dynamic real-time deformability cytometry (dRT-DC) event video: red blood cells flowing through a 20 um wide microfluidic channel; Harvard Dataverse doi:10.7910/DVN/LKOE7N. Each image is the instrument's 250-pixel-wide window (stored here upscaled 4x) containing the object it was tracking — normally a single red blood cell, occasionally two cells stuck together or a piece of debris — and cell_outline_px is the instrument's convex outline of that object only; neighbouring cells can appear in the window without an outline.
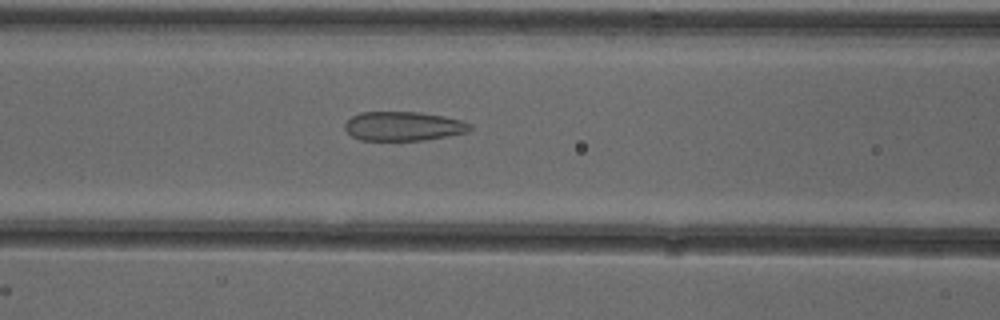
{"species": "common noctule bat (a hibernating species)", "species_latin": "Nyctalus noctula", "temperature_condition": "cold", "stored_images_in_passage": 52, "camera_frame_rate_fps": 3000, "um_per_image_px": 0.085, "animal": {"sex": "female"}, "frame": {"image": 1, "passage_image": 22, "time_ms": 7.0, "image_size_px": [1000, 320], "cell_outline_px": [[472, 128], [468, 132], [424, 140], [360, 140], [352, 136], [344, 128], [344, 124], [352, 116], [360, 112], [420, 112], [444, 116], [460, 120], [472, 124]], "centroid_in_image_um": [34.29, 10.72], "position_along_channel_um": 132.3, "area_um2": 21.27}}
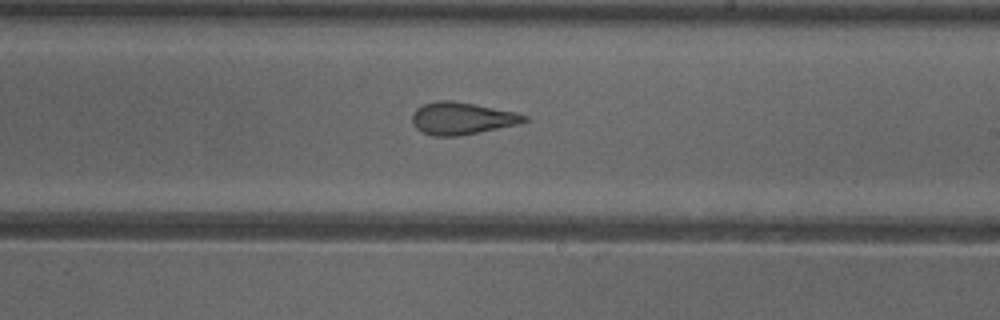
{"frame": {"image": 2, "passage_image": 31, "time_ms": 10.0, "image_size_px": [1000, 320], "cell_outline_px": [[528, 120], [520, 124], [456, 136], [432, 136], [416, 128], [412, 124], [412, 112], [416, 108], [424, 104], [440, 100], [452, 100], [476, 104], [516, 112], [528, 116]], "centroid_in_image_um": [39.26, 10.05], "position_along_channel_um": 249.7, "area_um2": 21.1}}
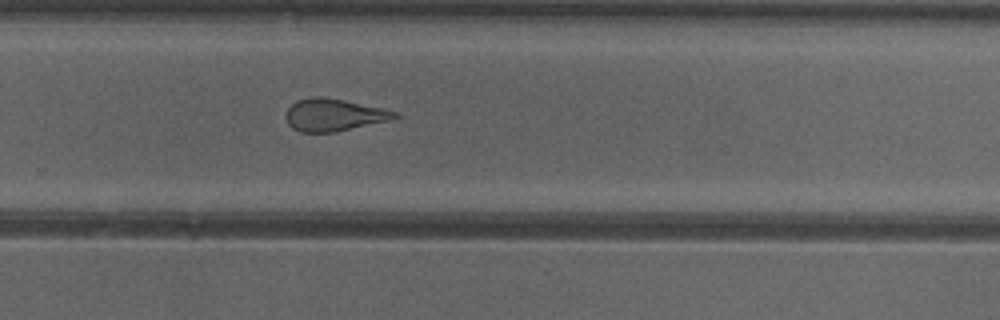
{"frame": {"image": 3, "passage_image": 35, "time_ms": 11.333, "image_size_px": [1000, 320], "cell_outline_px": [[400, 116], [388, 120], [332, 132], [300, 132], [292, 128], [288, 124], [284, 116], [288, 108], [296, 100], [312, 96], [324, 96], [384, 108], [396, 112]], "centroid_in_image_um": [28.31, 9.75], "position_along_channel_um": 301.5, "area_um2": 20.4}, "authors_computed_cell_mechanics": {"area_um2": 23.0333, "velocity_mm_per_s": 3.9073, "shape_relaxation_time_tau1_ms": null, "shape_relaxation_time_tau2_ms": 1.8382, "deformation_change_tau1": null, "deformation_change_tau2": 0.0991}}